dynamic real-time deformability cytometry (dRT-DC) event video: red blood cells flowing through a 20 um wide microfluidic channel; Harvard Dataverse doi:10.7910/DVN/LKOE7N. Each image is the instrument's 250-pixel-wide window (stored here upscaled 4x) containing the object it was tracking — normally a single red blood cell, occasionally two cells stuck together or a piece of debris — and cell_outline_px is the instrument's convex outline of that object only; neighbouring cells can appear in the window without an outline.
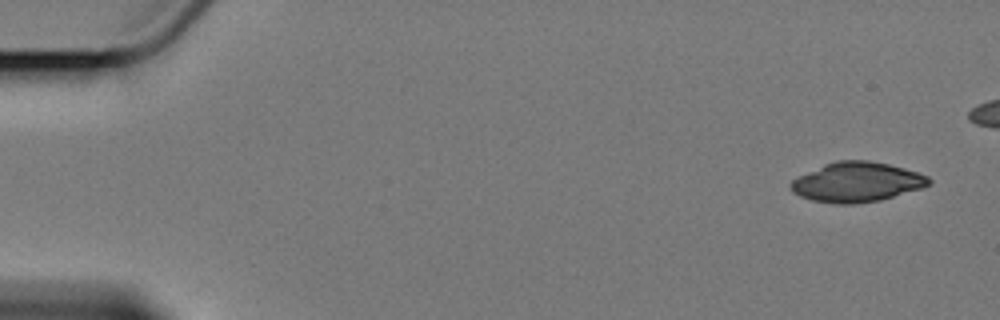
{"species": "Egyptian fruit bat (a non-hibernating species)", "species_latin": "Rousettus aegyptiacus", "temperature_condition": "cold", "stored_images_in_passage": 6, "camera_frame_rate_fps": 3000, "um_per_image_px": 0.085, "animal": {"sex": "female"}, "frame": {"image": 1, "passage_image": 1, "time_ms": 0.0, "image_size_px": [1000, 320], "cell_outline_px": [[932, 184], [920, 188], [880, 200], [852, 204], [840, 204], [812, 200], [800, 196], [792, 192], [788, 184], [796, 176], [824, 164], [836, 160], [868, 160], [888, 164], [904, 168], [928, 176], [932, 180]], "centroid_in_image_um": [72.79, 15.47], "position_along_channel_um": 12.2, "area_um2": 32.02}}